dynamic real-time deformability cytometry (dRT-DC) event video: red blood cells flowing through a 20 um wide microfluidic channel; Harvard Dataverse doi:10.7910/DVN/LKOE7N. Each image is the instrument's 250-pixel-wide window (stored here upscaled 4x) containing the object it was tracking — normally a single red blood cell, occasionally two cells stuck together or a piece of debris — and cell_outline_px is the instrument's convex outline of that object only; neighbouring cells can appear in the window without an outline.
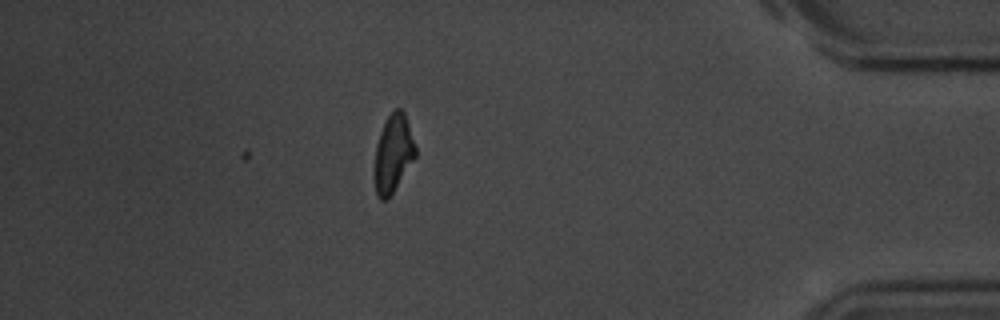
{"species": "common noctule bat (a hibernating species)", "species_latin": "Nyctalus noctula", "temperature_condition": "room temperature", "stored_images_in_passage": 12, "camera_frame_rate_fps": 3000, "um_per_image_px": 0.085, "animal": {"sex": "male", "body_mass_g": 20.1, "forearm_length_mm": 53.5}, "frame": {"image": 1, "passage_image": 10, "time_ms": 11.333, "image_size_px": [1000, 320], "cell_outline_px": [[416, 156], [392, 192], [384, 200], [380, 200], [376, 196], [372, 176], [372, 172], [376, 144], [380, 132], [392, 108], [400, 108], [404, 112], [416, 148]], "centroid_in_image_um": [33.36, 13.06], "position_along_channel_um": 401.8, "area_um2": 18.73}}